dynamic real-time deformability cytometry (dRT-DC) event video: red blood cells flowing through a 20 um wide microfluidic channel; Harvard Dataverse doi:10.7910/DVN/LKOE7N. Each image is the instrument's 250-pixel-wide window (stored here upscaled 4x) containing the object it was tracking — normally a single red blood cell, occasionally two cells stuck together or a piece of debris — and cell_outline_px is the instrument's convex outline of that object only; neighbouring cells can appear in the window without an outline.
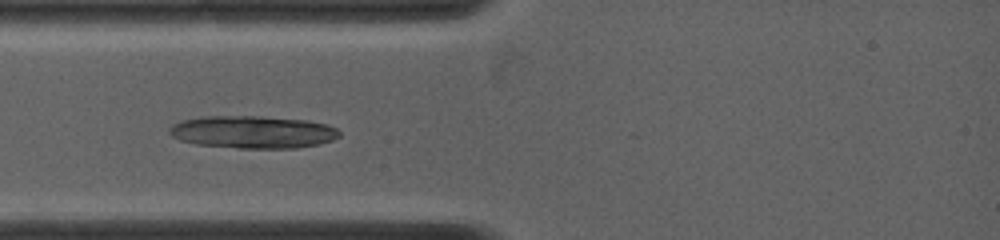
{"species": "common noctule bat (a hibernating species)", "species_latin": "Nyctalus noctula", "temperature_condition": "warm", "stored_images_in_passage": 57, "camera_frame_rate_fps": 5000, "um_per_image_px": 0.085, "animal": {"sex": "female", "body_mass_g": 19.0, "forearm_length_mm": 53.3}, "frame": {"image": 1, "passage_image": 1, "time_ms": 0.0, "image_size_px": [1000, 240], "cell_outline_px": [[340, 136], [332, 140], [320, 144], [296, 148], [240, 148], [196, 144], [180, 140], [172, 136], [168, 132], [168, 128], [172, 124], [184, 120], [204, 116], [260, 116], [308, 120], [328, 124], [336, 128], [340, 132]], "centroid_in_image_um": [21.51, 11.22], "position_along_channel_um": 63.5, "area_um2": 32.37}}
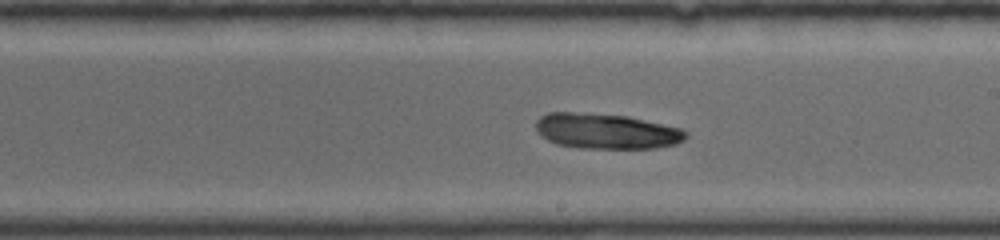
{"frame": {"image": 2, "passage_image": 23, "time_ms": 4.4, "image_size_px": [1000, 240], "cell_outline_px": [[688, 136], [684, 140], [676, 144], [656, 148], [576, 148], [556, 144], [540, 136], [536, 132], [536, 120], [540, 116], [548, 112], [572, 112], [628, 116], [684, 128], [688, 132]], "centroid_in_image_um": [51.55, 11.15], "position_along_channel_um": 237.5, "area_um2": 31.33}}
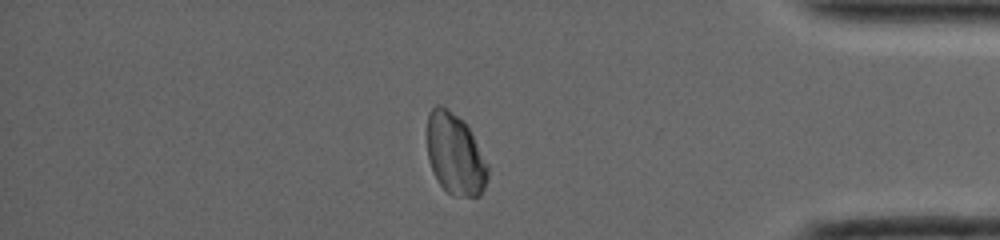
{"frame": {"image": 3, "passage_image": 47, "time_ms": 9.2, "image_size_px": [1000, 240], "cell_outline_px": [[488, 176], [484, 188], [480, 196], [452, 196], [440, 184], [428, 160], [428, 112], [436, 104], [440, 104], [464, 120], [488, 164]], "centroid_in_image_um": [38.69, 13.1], "position_along_channel_um": 396.5, "area_um2": 28.55}}